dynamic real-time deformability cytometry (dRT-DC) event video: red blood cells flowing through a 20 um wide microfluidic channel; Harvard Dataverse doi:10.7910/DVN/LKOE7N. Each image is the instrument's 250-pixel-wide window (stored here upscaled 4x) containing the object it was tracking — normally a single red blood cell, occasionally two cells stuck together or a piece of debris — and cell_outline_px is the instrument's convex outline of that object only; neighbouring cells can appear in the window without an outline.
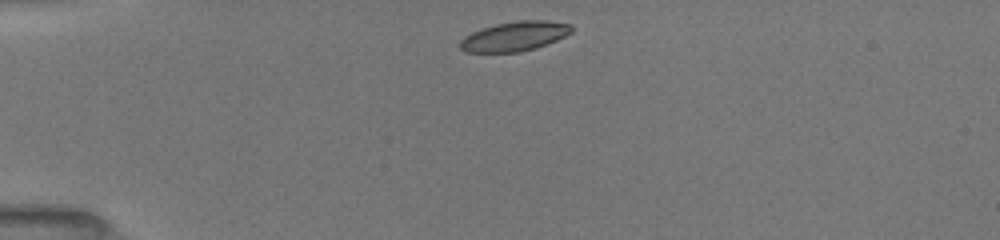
{"species": "common noctule bat (a hibernating species)", "species_latin": "Nyctalus noctula", "temperature_condition": "room temperature", "stored_images_in_passage": 40, "camera_frame_rate_fps": 3000, "um_per_image_px": 0.085, "animal": {"sex": "female", "body_mass_g": 19.5, "forearm_length_mm": 54.1}, "frame": {"image": 1, "passage_image": 1, "time_ms": 0.0, "image_size_px": [1000, 240], "cell_outline_px": [[572, 32], [556, 40], [536, 48], [520, 52], [464, 52], [460, 48], [460, 40], [464, 36], [472, 32], [496, 24], [520, 20], [548, 20], [572, 24]], "centroid_in_image_um": [43.75, 3.08], "position_along_channel_um": 41.3, "area_um2": 19.19}}
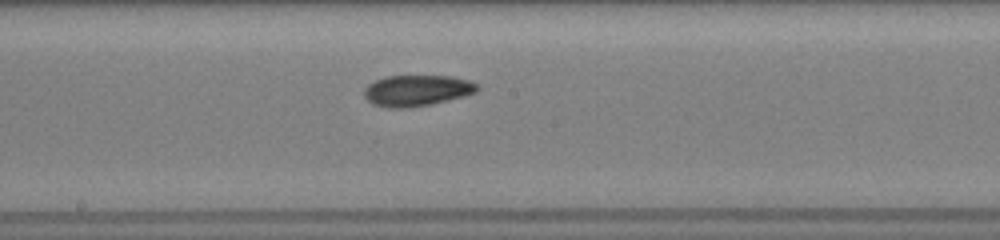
{"frame": {"image": 2, "passage_image": 17, "time_ms": 5.333, "image_size_px": [1000, 240], "cell_outline_px": [[480, 88], [476, 92], [464, 96], [432, 104], [408, 108], [388, 108], [372, 104], [364, 96], [364, 88], [368, 84], [384, 76], [452, 76], [468, 80], [476, 84]], "centroid_in_image_um": [35.41, 7.7], "position_along_channel_um": 212.8, "area_um2": 20.58}}
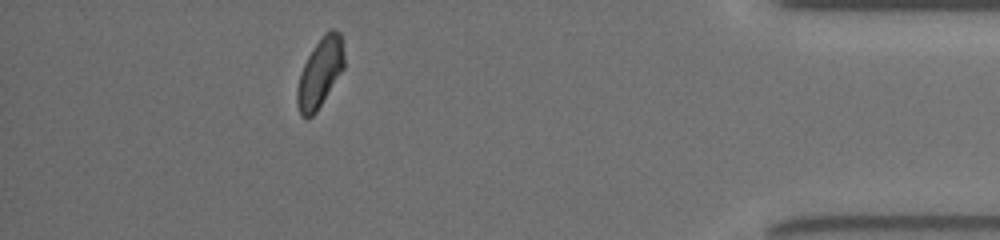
{"frame": {"image": 3, "passage_image": 35, "time_ms": 11.333, "image_size_px": [1000, 240], "cell_outline_px": [[344, 68], [316, 112], [312, 116], [300, 116], [296, 104], [296, 88], [300, 72], [308, 56], [324, 32], [332, 28], [340, 32], [344, 56]], "centroid_in_image_um": [27.18, 6.18], "position_along_channel_um": 408.0, "area_um2": 18.9}, "authors_computed_cell_mechanics": {"area_um2": 19.5653, "velocity_mm_per_s": 3.964, "shape_relaxation_time_tau1_ms": 3.6854, "shape_relaxation_time_tau2_ms": 2.9253, "deformation_change_tau1": 0.138, "deformation_change_tau2": 0.0816}}